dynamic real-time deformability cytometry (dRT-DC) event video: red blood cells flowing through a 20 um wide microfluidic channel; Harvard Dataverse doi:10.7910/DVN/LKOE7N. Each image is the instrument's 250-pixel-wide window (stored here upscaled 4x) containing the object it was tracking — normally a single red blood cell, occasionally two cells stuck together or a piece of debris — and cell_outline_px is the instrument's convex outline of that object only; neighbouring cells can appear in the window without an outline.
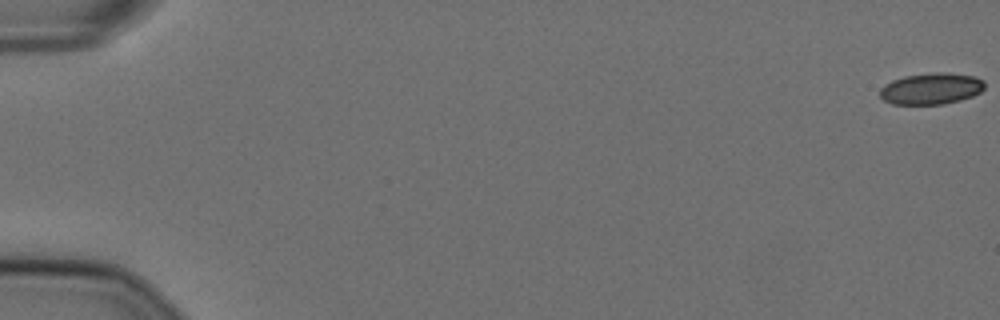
{"species": "Egyptian fruit bat (a non-hibernating species)", "species_latin": "Rousettus aegyptiacus", "temperature_condition": "cold", "stored_images_in_passage": 15, "camera_frame_rate_fps": 3000, "um_per_image_px": 0.085, "animal": {"sex": "female"}, "frame": {"image": 1, "passage_image": 1, "time_ms": 0.0, "image_size_px": [1000, 320], "cell_outline_px": [[984, 88], [980, 92], [972, 96], [960, 100], [944, 104], [892, 104], [884, 100], [880, 96], [880, 88], [884, 84], [892, 80], [904, 76], [936, 72], [944, 72], [976, 76], [984, 80]], "centroid_in_image_um": [79.15, 7.53], "position_along_channel_um": 5.8, "area_um2": 19.25}}